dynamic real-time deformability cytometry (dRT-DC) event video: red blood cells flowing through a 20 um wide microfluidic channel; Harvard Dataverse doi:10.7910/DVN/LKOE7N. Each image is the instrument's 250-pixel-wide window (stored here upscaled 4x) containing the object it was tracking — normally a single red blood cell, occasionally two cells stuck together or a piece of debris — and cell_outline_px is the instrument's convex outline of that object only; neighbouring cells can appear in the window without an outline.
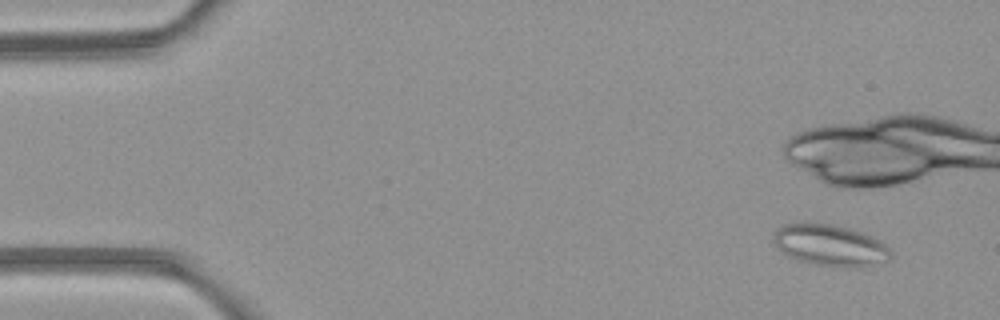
{"species": "common noctule bat (a hibernating species)", "species_latin": "Nyctalus noctula", "temperature_condition": "room temperature", "stored_images_in_passage": 6, "camera_frame_rate_fps": 3000, "um_per_image_px": 0.085, "animal": {"sex": "female", "body_mass_g": 21.9}, "frame": {"image": 1, "passage_image": 2, "time_ms": 1.0, "image_size_px": [1000, 320], "cell_outline_px": [[892, 256], [888, 260], [852, 268], [816, 264], [796, 260], [788, 256], [776, 248], [772, 240], [772, 236], [776, 228], [784, 224], [832, 224], [848, 228], [872, 236], [884, 244], [892, 252]], "centroid_in_image_um": [70.51, 20.85], "position_along_channel_um": 14.5, "area_um2": 28.03}}